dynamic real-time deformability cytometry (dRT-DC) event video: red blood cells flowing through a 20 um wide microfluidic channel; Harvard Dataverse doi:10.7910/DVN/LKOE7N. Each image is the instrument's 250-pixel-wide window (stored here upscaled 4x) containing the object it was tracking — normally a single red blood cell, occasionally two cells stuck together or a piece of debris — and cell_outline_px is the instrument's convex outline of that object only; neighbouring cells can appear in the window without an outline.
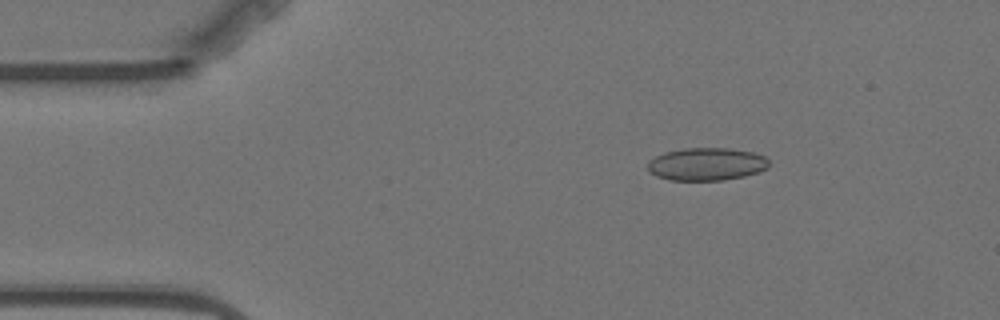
{"species": "Egyptian fruit bat (a non-hibernating species)", "species_latin": "Rousettus aegyptiacus", "temperature_condition": "warm", "stored_images_in_passage": 3, "camera_frame_rate_fps": 3000, "um_per_image_px": 0.085, "animal": {"sex": "female"}, "frame": {"image": 1, "passage_image": 2, "time_ms": 1.0, "image_size_px": [1000, 320], "cell_outline_px": [[768, 168], [760, 172], [744, 176], [724, 180], [668, 180], [656, 176], [648, 172], [648, 160], [664, 152], [684, 148], [728, 148], [752, 152], [764, 156], [768, 160]], "centroid_in_image_um": [60.03, 13.95], "position_along_channel_um": 25.0, "area_um2": 23.29}}